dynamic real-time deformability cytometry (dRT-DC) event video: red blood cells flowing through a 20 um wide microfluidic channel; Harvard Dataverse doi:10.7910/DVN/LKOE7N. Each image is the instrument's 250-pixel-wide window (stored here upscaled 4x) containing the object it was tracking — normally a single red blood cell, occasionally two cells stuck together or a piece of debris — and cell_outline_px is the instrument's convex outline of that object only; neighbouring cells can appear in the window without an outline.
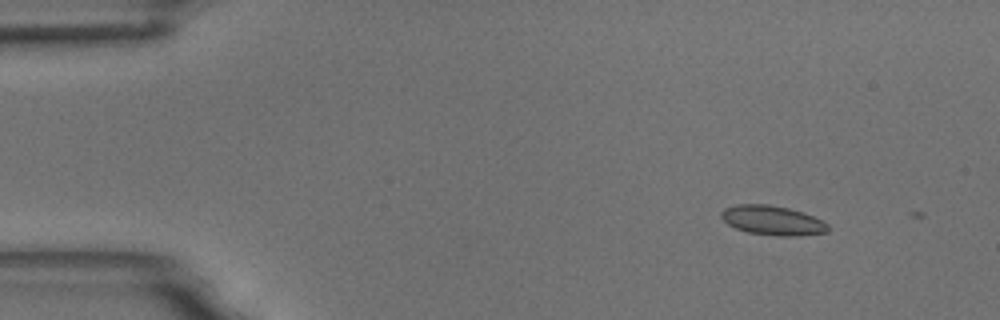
{"species": "common noctule bat (a hibernating species)", "species_latin": "Nyctalus noctula", "temperature_condition": "room temperature", "stored_images_in_passage": 2, "camera_frame_rate_fps": 3000, "um_per_image_px": 0.085, "animal": {"sex": "male", "body_mass_g": 18.8}, "frame": {"image": 1, "passage_image": 1, "time_ms": 0.0, "image_size_px": [1000, 320], "cell_outline_px": [[828, 232], [796, 236], [776, 236], [748, 232], [736, 228], [728, 224], [720, 216], [720, 212], [724, 208], [736, 204], [768, 204], [788, 208], [804, 212], [824, 220], [828, 224]], "centroid_in_image_um": [65.68, 18.73], "position_along_channel_um": 19.3, "area_um2": 18.5}}